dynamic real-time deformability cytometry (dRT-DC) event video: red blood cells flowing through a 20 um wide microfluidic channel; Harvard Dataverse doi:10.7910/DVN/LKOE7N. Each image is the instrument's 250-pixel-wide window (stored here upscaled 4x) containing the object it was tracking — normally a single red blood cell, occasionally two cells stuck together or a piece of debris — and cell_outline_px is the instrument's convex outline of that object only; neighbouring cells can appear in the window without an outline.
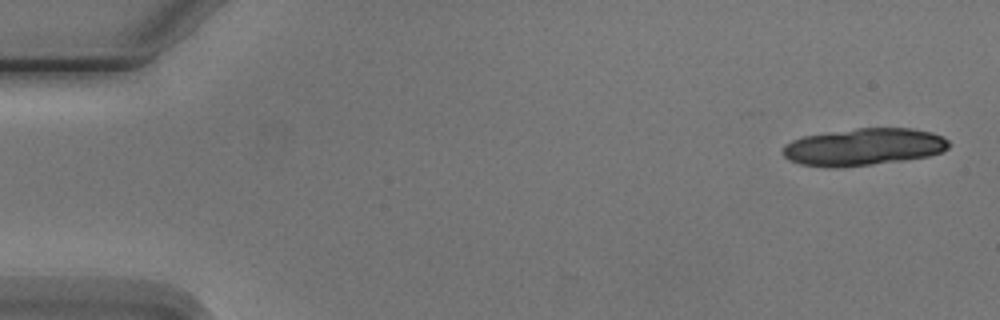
{"species": "Egyptian fruit bat (a non-hibernating species)", "species_latin": "Rousettus aegyptiacus", "temperature_condition": "cold", "stored_images_in_passage": 5, "segment_of_instrument_passage": [2, 2], "camera_frame_rate_fps": 3000, "um_per_image_px": 0.085, "animal": {"sex": "male"}, "frame": {"image": 1, "passage_image": 5, "time_ms": 5.667, "image_size_px": [1000, 320], "cell_outline_px": [[948, 148], [944, 152], [928, 156], [904, 160], [872, 164], [800, 164], [788, 160], [780, 152], [784, 144], [792, 140], [804, 136], [856, 128], [912, 128], [932, 132], [948, 140]], "centroid_in_image_um": [73.45, 12.44], "position_along_channel_um": 11.5, "area_um2": 35.03}}